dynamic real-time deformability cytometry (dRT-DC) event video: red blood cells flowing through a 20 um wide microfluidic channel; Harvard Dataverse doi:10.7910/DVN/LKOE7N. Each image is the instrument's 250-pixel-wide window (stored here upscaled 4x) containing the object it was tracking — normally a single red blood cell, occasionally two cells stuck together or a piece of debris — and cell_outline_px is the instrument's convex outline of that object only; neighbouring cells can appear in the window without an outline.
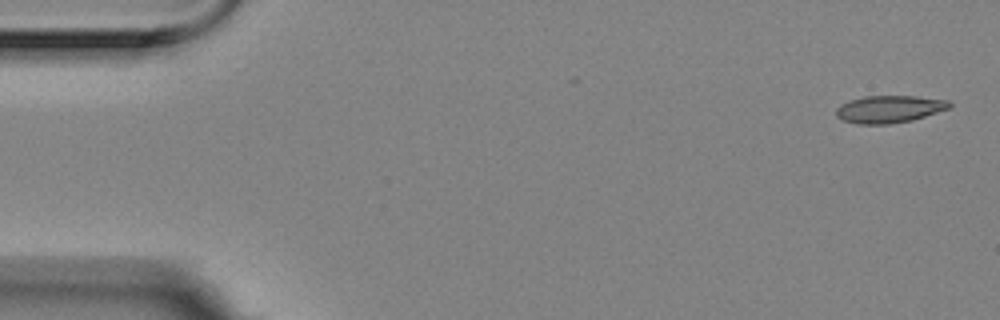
{"species": "Egyptian fruit bat (a non-hibernating species)", "species_latin": "Rousettus aegyptiacus", "temperature_condition": "room temperature", "stored_images_in_passage": 4, "camera_frame_rate_fps": 3000, "um_per_image_px": 0.085, "animal": {"sex": "female"}, "frame": {"image": 1, "passage_image": 1, "time_ms": 0.0, "image_size_px": [1000, 320], "cell_outline_px": [[952, 104], [948, 108], [912, 120], [888, 124], [856, 124], [844, 120], [836, 116], [836, 108], [840, 104], [864, 96], [916, 96], [948, 100]], "centroid_in_image_um": [75.56, 9.27], "position_along_channel_um": 9.4, "area_um2": 17.86}}